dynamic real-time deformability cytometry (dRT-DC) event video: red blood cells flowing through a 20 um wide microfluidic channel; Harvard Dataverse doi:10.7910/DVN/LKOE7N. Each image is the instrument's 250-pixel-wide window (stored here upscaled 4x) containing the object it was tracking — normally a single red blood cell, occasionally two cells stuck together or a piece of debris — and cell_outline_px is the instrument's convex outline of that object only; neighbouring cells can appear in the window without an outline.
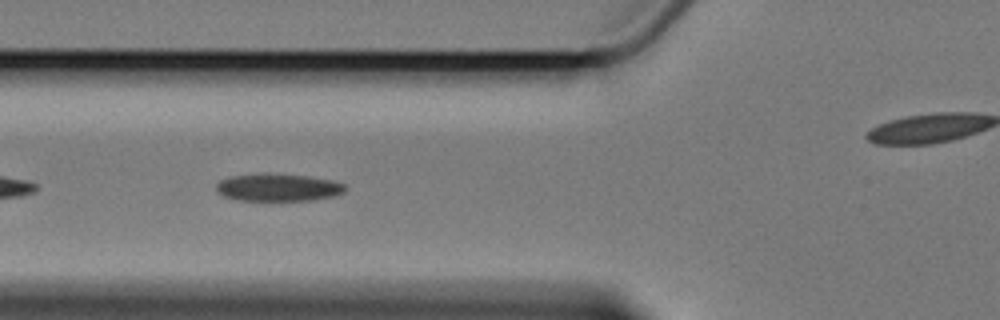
{"species": "Egyptian fruit bat (a non-hibernating species)", "species_latin": "Rousettus aegyptiacus", "temperature_condition": "cold", "stored_images_in_passage": 9, "segment_of_instrument_passage": [1, 2], "camera_frame_rate_fps": 3000, "um_per_image_px": 0.085, "animal": {"sex": "female"}, "frame": {"image": 1, "passage_image": 7, "time_ms": 7.0, "image_size_px": [1000, 320], "cell_outline_px": [[348, 188], [344, 192], [336, 196], [312, 200], [236, 200], [224, 196], [216, 192], [216, 184], [220, 180], [228, 176], [264, 172], [268, 172], [308, 176], [332, 180], [344, 184]], "centroid_in_image_um": [23.62, 15.91], "position_along_channel_um": 102.2, "area_um2": 21.15}}
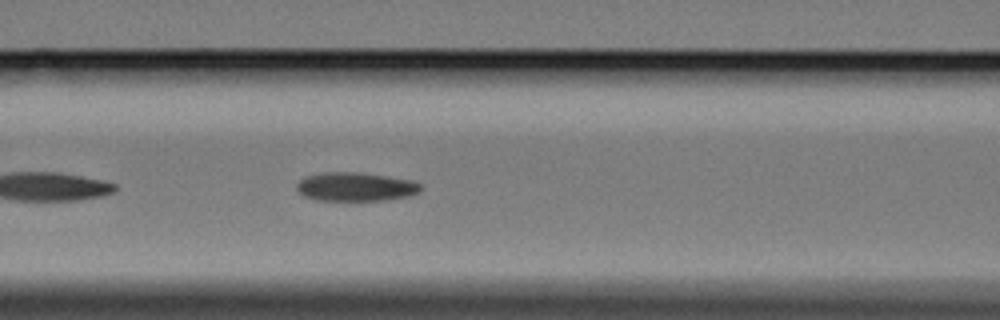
{"frame": {"image": 2, "passage_image": 8, "time_ms": 8.0, "image_size_px": [1000, 320], "cell_outline_px": [[424, 188], [420, 192], [408, 196], [384, 200], [316, 200], [304, 196], [296, 188], [296, 184], [304, 176], [324, 172], [360, 172], [388, 176], [412, 180], [420, 184]], "centroid_in_image_um": [30.24, 15.86], "position_along_channel_um": 136.4, "area_um2": 20.92}}